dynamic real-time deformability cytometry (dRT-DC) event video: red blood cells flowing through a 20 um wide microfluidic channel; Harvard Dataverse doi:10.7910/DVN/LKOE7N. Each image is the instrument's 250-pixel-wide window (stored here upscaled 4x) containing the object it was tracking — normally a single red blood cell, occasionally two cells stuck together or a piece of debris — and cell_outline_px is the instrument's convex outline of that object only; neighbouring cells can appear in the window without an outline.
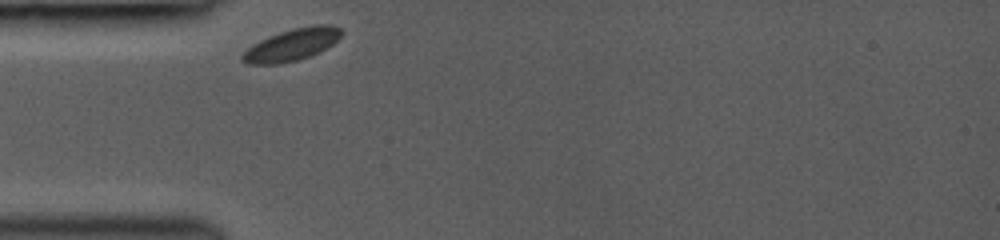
{"species": "common noctule bat (a hibernating species)", "species_latin": "Nyctalus noctula", "temperature_condition": "room temperature", "stored_images_in_passage": 28, "camera_frame_rate_fps": 3000, "um_per_image_px": 0.085, "animal": {"sex": "female", "body_mass_g": 19.0, "forearm_length_mm": 53.3}, "frame": {"image": 1, "passage_image": 1, "time_ms": 0.0, "image_size_px": [1000, 240], "cell_outline_px": [[344, 32], [332, 44], [320, 52], [296, 60], [280, 64], [248, 64], [240, 60], [240, 56], [252, 44], [268, 36], [292, 28], [312, 24], [328, 24], [344, 28]], "centroid_in_image_um": [24.82, 3.78], "position_along_channel_um": 60.2, "area_um2": 18.67}}
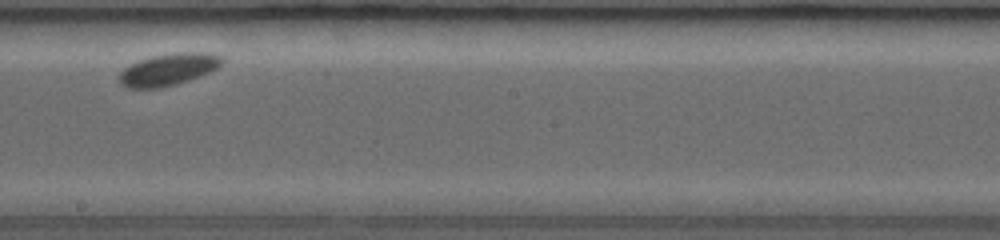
{"frame": {"image": 2, "passage_image": 15, "time_ms": 4.667, "image_size_px": [1000, 240], "cell_outline_px": [[224, 60], [216, 68], [208, 72], [188, 80], [176, 84], [160, 88], [124, 88], [120, 84], [116, 76], [124, 68], [140, 60], [152, 56], [176, 52], [208, 52], [220, 56]], "centroid_in_image_um": [14.25, 5.91], "position_along_channel_um": 233.9, "area_um2": 19.13}}
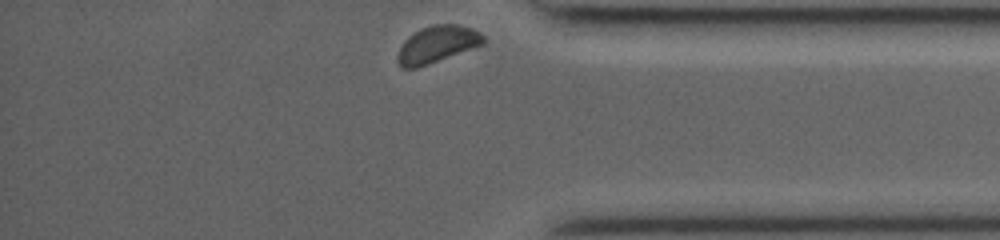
{"frame": {"image": 3, "passage_image": 27, "time_ms": 9.0, "image_size_px": [1000, 240], "cell_outline_px": [[488, 40], [484, 44], [416, 68], [400, 68], [396, 60], [396, 56], [404, 40], [408, 36], [432, 24], [456, 24], [472, 28], [480, 32]], "centroid_in_image_um": [37.16, 3.77], "position_along_channel_um": 398.0, "area_um2": 18.38}, "authors_computed_cell_mechanics": {"area_um2": 18.3804, "velocity_mm_per_s": 3.7837, "shape_relaxation_time_tau1_ms": null, "shape_relaxation_time_tau2_ms": 2.0447, "deformation_change_tau1": null, "deformation_change_tau2": 0.0333}}